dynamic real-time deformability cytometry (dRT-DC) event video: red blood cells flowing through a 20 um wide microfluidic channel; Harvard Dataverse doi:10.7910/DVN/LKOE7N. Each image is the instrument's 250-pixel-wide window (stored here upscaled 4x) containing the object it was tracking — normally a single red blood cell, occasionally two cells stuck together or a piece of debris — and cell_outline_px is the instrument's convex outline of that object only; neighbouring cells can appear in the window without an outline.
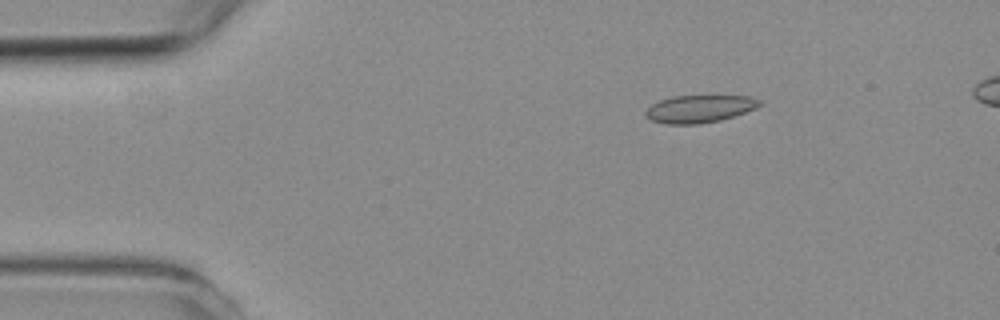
{"species": "common noctule bat (a hibernating species)", "species_latin": "Nyctalus noctula", "temperature_condition": "room temperature", "stored_images_in_passage": 4, "segment_of_instrument_passage": [2, 2], "camera_frame_rate_fps": 3000, "um_per_image_px": 0.085, "animal": {"sex": "female", "body_mass_g": 19.3, "forearm_length_mm": 54.1}, "frame": {"image": 1, "passage_image": 4, "time_ms": 4.333, "image_size_px": [1000, 320], "cell_outline_px": [[764, 104], [756, 108], [720, 120], [700, 124], [664, 124], [652, 120], [644, 116], [644, 112], [652, 104], [660, 100], [672, 96], [752, 96], [764, 100]], "centroid_in_image_um": [59.48, 9.24], "position_along_channel_um": 25.5, "area_um2": 18.44}}